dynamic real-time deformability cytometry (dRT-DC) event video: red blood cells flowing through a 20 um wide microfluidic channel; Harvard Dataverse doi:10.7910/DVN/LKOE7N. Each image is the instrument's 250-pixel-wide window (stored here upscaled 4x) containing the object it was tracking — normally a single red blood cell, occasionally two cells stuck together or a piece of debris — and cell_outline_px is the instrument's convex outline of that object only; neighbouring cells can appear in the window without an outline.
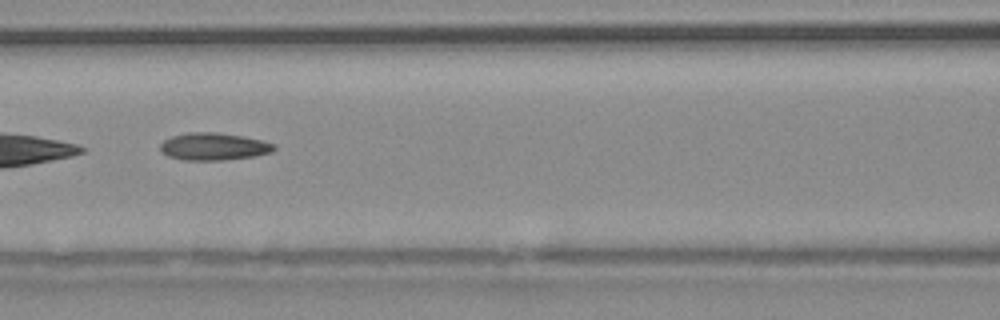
{"species": "common noctule bat (a hibernating species)", "species_latin": "Nyctalus noctula", "temperature_condition": "warm", "stored_images_in_passage": 25, "camera_frame_rate_fps": 3000, "um_per_image_px": 0.085, "animal": {"sex": "male", "body_mass_g": 20.4}, "frame": {"image": 1, "passage_image": 23, "time_ms": 7.333, "image_size_px": [1000, 320], "cell_outline_px": [[276, 148], [272, 152], [256, 156], [224, 160], [184, 160], [168, 156], [160, 148], [160, 144], [164, 140], [172, 136], [188, 132], [216, 132], [244, 136], [276, 144]], "centroid_in_image_um": [18.19, 12.45], "position_along_channel_um": 148.4, "area_um2": 18.21}}